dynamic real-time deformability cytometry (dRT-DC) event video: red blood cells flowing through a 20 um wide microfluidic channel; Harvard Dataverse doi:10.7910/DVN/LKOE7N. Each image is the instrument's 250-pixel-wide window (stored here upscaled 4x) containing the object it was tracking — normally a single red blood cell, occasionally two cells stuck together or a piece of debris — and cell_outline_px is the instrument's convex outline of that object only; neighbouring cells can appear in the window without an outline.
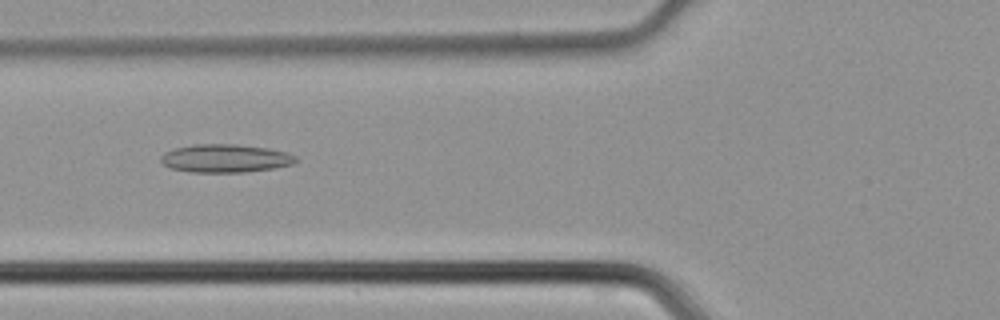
{"species": "common noctule bat (a hibernating species)", "species_latin": "Nyctalus noctula", "temperature_condition": "cold", "stored_images_in_passage": 33, "camera_frame_rate_fps": 3000, "um_per_image_px": 0.085, "animal": {"sex": "male", "body_mass_g": 21.5, "forearm_length_mm": 52.0}, "frame": {"image": 1, "passage_image": 5, "time_ms": 1.333, "image_size_px": [1000, 320], "cell_outline_px": [[296, 160], [292, 164], [272, 168], [244, 172], [192, 172], [172, 168], [164, 164], [160, 160], [160, 156], [164, 152], [176, 148], [192, 144], [236, 144], [268, 148], [288, 152], [296, 156]], "centroid_in_image_um": [19.14, 13.45], "position_along_channel_um": 106.7, "area_um2": 22.08}}
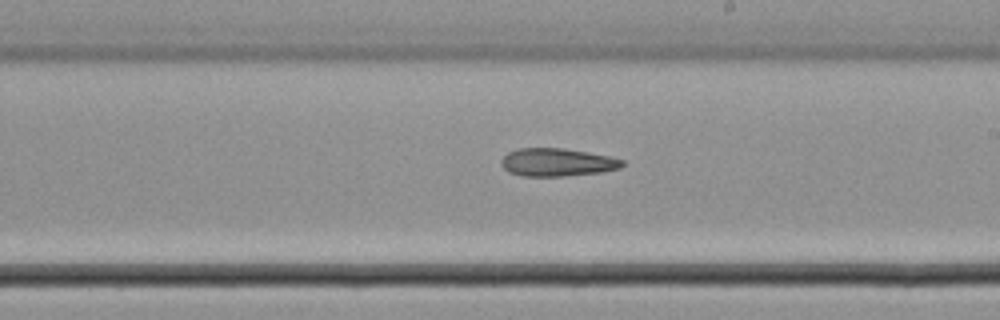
{"frame": {"image": 2, "passage_image": 14, "time_ms": 4.333, "image_size_px": [1000, 320], "cell_outline_px": [[624, 164], [620, 168], [600, 172], [564, 176], [524, 176], [508, 172], [504, 168], [500, 160], [508, 152], [520, 148], [564, 148], [588, 152], [608, 156], [624, 160]], "centroid_in_image_um": [47.35, 13.79], "position_along_channel_um": 241.7, "area_um2": 19.65}}
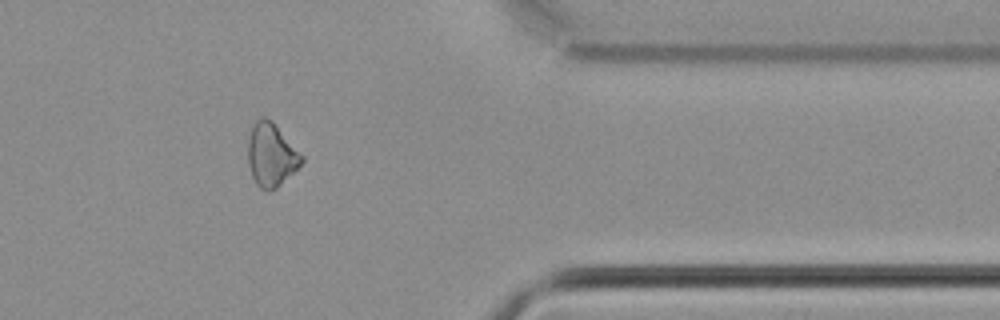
{"frame": {"image": 3, "passage_image": 25, "time_ms": 8.0, "image_size_px": [1000, 320], "cell_outline_px": [[304, 160], [276, 188], [260, 188], [256, 184], [252, 176], [248, 164], [248, 136], [256, 120], [260, 116], [264, 116], [272, 120], [304, 156]], "centroid_in_image_um": [23.04, 13.1], "position_along_channel_um": 388.4, "area_um2": 19.54}}